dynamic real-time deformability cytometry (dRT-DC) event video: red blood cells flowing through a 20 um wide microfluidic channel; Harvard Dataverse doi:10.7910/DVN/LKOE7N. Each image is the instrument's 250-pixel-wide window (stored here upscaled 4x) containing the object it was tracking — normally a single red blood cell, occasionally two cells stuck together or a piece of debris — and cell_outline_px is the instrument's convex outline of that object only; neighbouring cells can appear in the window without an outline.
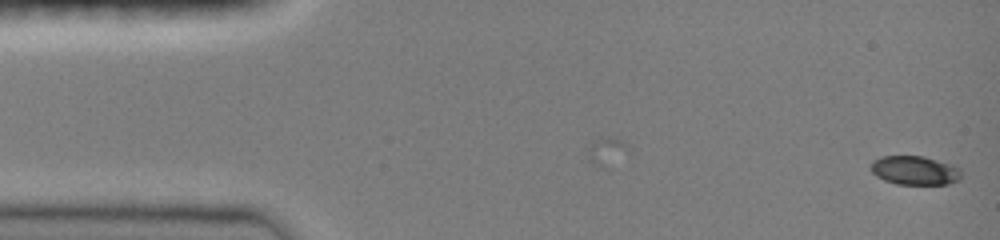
{"species": "common noctule bat (a hibernating species)", "species_latin": "Nyctalus noctula", "temperature_condition": "room temperature", "stored_images_in_passage": 3, "camera_frame_rate_fps": 3000, "um_per_image_px": 0.085, "animal": {"sex": "female", "body_mass_g": 19.0, "forearm_length_mm": 51.5}, "frame": {"image": 1, "passage_image": 3, "time_ms": 0.667, "image_size_px": [1000, 240], "cell_outline_px": [[960, 176], [956, 180], [948, 184], [896, 184], [884, 180], [876, 176], [872, 172], [872, 160], [880, 156], [924, 156], [956, 164], [960, 168]], "centroid_in_image_um": [77.77, 14.46], "position_along_channel_um": 7.2, "area_um2": 15.37}}